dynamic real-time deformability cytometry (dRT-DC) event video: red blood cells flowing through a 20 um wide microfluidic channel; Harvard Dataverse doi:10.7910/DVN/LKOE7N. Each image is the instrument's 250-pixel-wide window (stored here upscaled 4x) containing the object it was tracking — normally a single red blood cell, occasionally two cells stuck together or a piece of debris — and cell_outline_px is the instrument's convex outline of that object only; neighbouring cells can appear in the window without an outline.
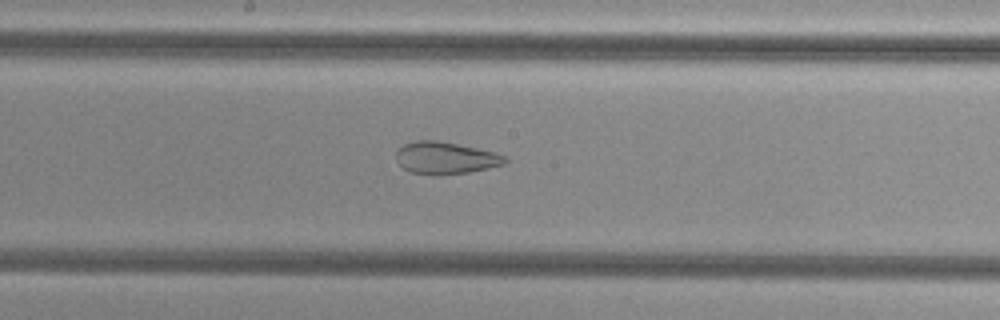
{"species": "common noctule bat (a hibernating species)", "species_latin": "Nyctalus noctula", "temperature_condition": "cold", "stored_images_in_passage": 55, "camera_frame_rate_fps": 3000, "um_per_image_px": 0.085, "animal": {"sex": "female", "body_mass_g": 29.2, "forearm_length_mm": 56.3}, "frame": {"image": 1, "passage_image": 30, "time_ms": 9.667, "image_size_px": [1000, 320], "cell_outline_px": [[508, 160], [504, 164], [488, 168], [468, 172], [436, 176], [412, 172], [404, 168], [396, 160], [396, 152], [404, 144], [416, 140], [440, 140], [496, 152], [508, 156]], "centroid_in_image_um": [37.9, 13.42], "position_along_channel_um": 210.3, "area_um2": 20.58}}
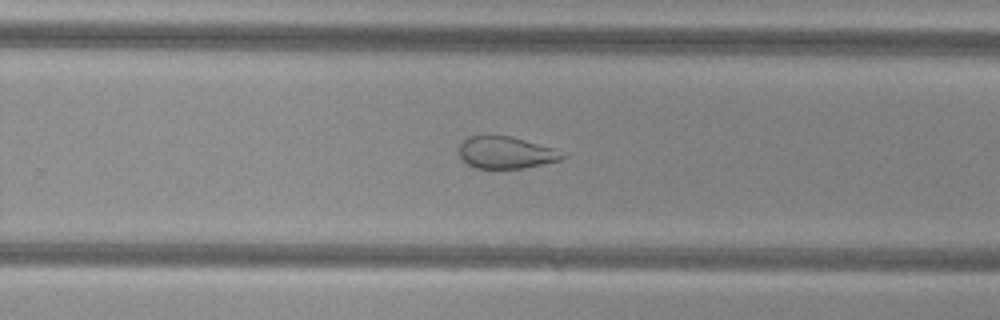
{"frame": {"image": 2, "passage_image": 36, "time_ms": 11.667, "image_size_px": [1000, 320], "cell_outline_px": [[568, 156], [560, 160], [524, 168], [476, 168], [468, 164], [460, 156], [456, 148], [468, 136], [512, 136], [556, 148]], "centroid_in_image_um": [43.02, 12.96], "position_along_channel_um": 286.8, "area_um2": 19.42}}
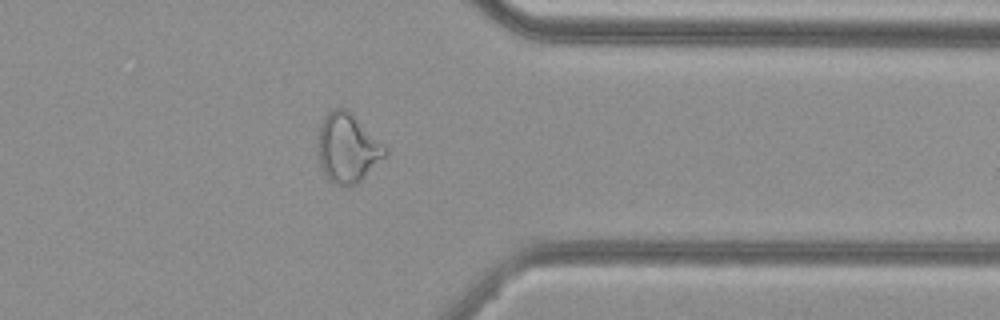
{"frame": {"image": 3, "passage_image": 44, "time_ms": 14.333, "image_size_px": [1000, 320], "cell_outline_px": [[388, 156], [356, 184], [336, 184], [328, 180], [324, 176], [316, 156], [316, 140], [320, 124], [324, 116], [332, 108], [344, 108], [388, 148]], "centroid_in_image_um": [29.5, 12.6], "position_along_channel_um": 381.9, "area_um2": 27.34}, "authors_computed_cell_mechanics": {"area_um2": 29.2468, "velocity_mm_per_s": 3.8375, "shape_relaxation_time_tau1_ms": null, "shape_relaxation_time_tau2_ms": 1.9007, "deformation_change_tau1": null, "deformation_change_tau2": 0.085}}